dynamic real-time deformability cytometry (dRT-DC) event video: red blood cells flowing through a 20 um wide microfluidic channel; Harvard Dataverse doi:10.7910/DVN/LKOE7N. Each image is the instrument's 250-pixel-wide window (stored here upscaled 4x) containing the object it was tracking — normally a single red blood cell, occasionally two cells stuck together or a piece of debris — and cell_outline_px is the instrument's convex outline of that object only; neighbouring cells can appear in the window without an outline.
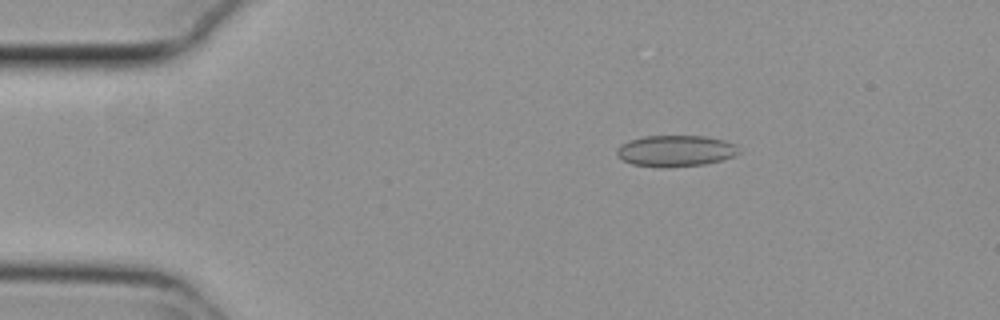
{"species": "common noctule bat (a hibernating species)", "species_latin": "Nyctalus noctula", "temperature_condition": "cold", "stored_images_in_passage": 45, "camera_frame_rate_fps": 3000, "um_per_image_px": 0.085, "animal": {"sex": "female", "body_mass_g": 29.2, "forearm_length_mm": 56.3}, "frame": {"image": 1, "passage_image": 5, "time_ms": 1.333, "image_size_px": [1000, 320], "cell_outline_px": [[740, 152], [736, 156], [704, 164], [664, 168], [660, 168], [632, 164], [624, 160], [616, 152], [616, 148], [620, 144], [628, 140], [644, 136], [704, 136], [724, 140], [736, 144]], "centroid_in_image_um": [57.42, 12.82], "position_along_channel_um": 27.6, "area_um2": 22.37}}
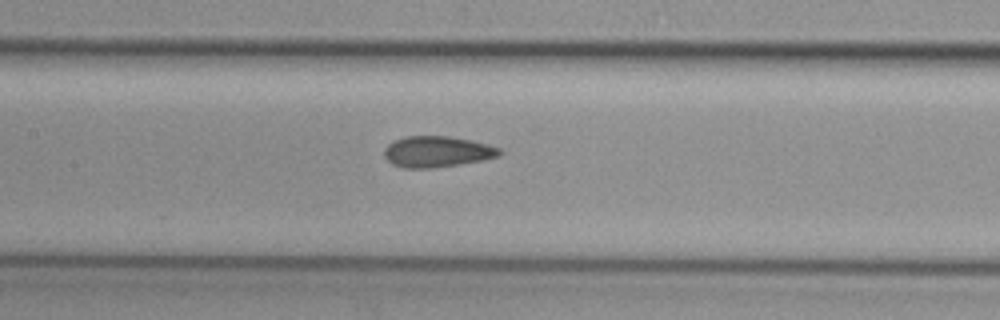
{"frame": {"image": 2, "passage_image": 21, "time_ms": 6.667, "image_size_px": [1000, 320], "cell_outline_px": [[504, 152], [500, 156], [460, 164], [432, 168], [404, 168], [392, 164], [384, 156], [384, 148], [388, 144], [396, 140], [408, 136], [448, 136], [472, 140], [500, 148]], "centroid_in_image_um": [37.16, 12.89], "position_along_channel_um": 170.2, "area_um2": 20.81}}
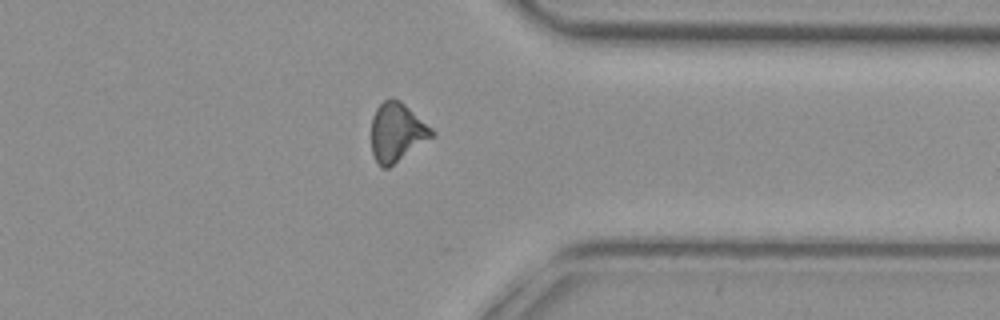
{"frame": {"image": 3, "passage_image": 38, "time_ms": 12.333, "image_size_px": [1000, 320], "cell_outline_px": [[436, 136], [388, 168], [380, 168], [372, 152], [372, 116], [376, 108], [384, 100], [400, 100], [432, 128], [436, 132]], "centroid_in_image_um": [33.76, 11.27], "position_along_channel_um": 377.6, "area_um2": 20.75}, "authors_computed_cell_mechanics": {"area_um2": 20.6924, "velocity_mm_per_s": 3.7913, "shape_relaxation_time_tau1_ms": null, "shape_relaxation_time_tau2_ms": 3.1357, "deformation_change_tau1": null, "deformation_change_tau2": 0.0848}}